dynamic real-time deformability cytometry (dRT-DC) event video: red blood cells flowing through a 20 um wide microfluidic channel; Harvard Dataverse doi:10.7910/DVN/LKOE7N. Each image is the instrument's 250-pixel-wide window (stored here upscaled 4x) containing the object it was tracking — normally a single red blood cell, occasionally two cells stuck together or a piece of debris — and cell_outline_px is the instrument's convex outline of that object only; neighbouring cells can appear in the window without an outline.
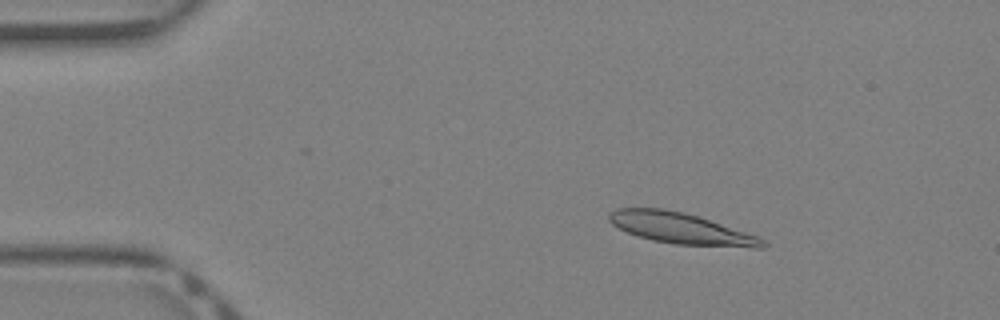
{"species": "Egyptian fruit bat (a non-hibernating species)", "species_latin": "Rousettus aegyptiacus", "temperature_condition": "warm", "stored_images_in_passage": 40, "camera_frame_rate_fps": 3000, "um_per_image_px": 0.085, "animal": {"sex": "female"}, "frame": {"image": 1, "passage_image": 7, "time_ms": 2.0, "image_size_px": [1000, 320], "cell_outline_px": [[768, 244], [764, 248], [752, 248], [676, 244], [652, 240], [628, 232], [612, 224], [608, 220], [608, 212], [616, 208], [664, 208], [684, 212], [756, 236], [764, 240]], "centroid_in_image_um": [57.85, 19.41], "position_along_channel_um": 27.2, "area_um2": 27.46}}
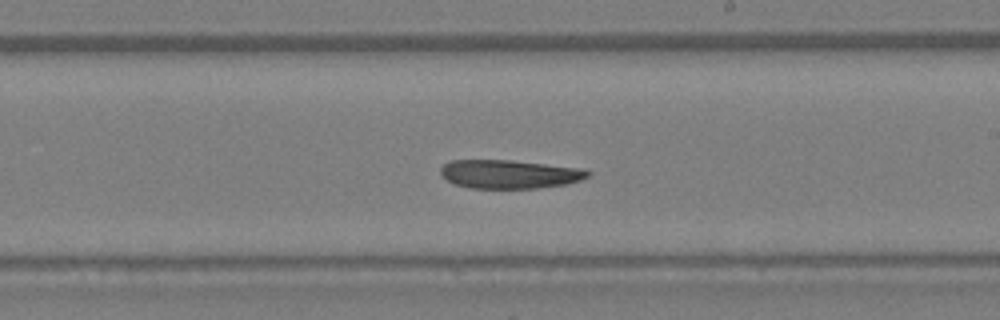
{"frame": {"image": 2, "passage_image": 24, "time_ms": 7.667, "image_size_px": [1000, 320], "cell_outline_px": [[592, 172], [588, 176], [580, 180], [564, 184], [540, 188], [472, 188], [456, 184], [448, 180], [440, 172], [440, 168], [444, 164], [452, 160], [512, 160], [584, 168]], "centroid_in_image_um": [43.34, 14.79], "position_along_channel_um": 245.7, "area_um2": 24.51}}
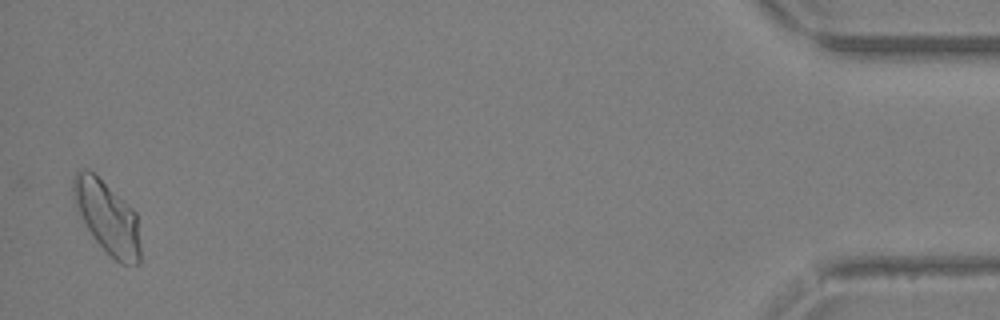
{"frame": {"image": 3, "passage_image": 40, "time_ms": 13.0, "image_size_px": [1000, 320], "cell_outline_px": [[140, 264], [120, 264], [96, 240], [88, 228], [76, 204], [72, 188], [72, 180], [76, 172], [84, 168], [92, 172], [132, 208], [136, 212], [140, 248]], "centroid_in_image_um": [9.14, 18.48], "position_along_channel_um": 426.1, "area_um2": 27.4}}